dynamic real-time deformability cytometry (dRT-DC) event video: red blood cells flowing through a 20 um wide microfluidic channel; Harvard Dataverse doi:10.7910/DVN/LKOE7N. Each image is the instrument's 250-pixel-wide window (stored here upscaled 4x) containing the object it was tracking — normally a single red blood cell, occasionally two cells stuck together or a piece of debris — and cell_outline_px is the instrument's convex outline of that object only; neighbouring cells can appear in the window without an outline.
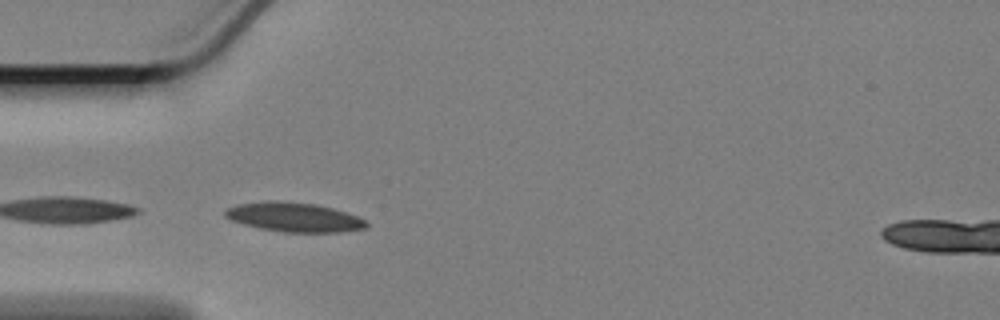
{"species": "Egyptian fruit bat (a non-hibernating species)", "species_latin": "Rousettus aegyptiacus", "temperature_condition": "cold", "stored_images_in_passage": 17, "camera_frame_rate_fps": 3000, "um_per_image_px": 0.085, "animal": {"sex": "female"}, "frame": {"image": 1, "passage_image": 1, "time_ms": 0.0, "image_size_px": [1000, 320], "cell_outline_px": [[368, 224], [364, 228], [340, 232], [284, 232], [260, 228], [244, 224], [232, 220], [224, 216], [224, 212], [228, 208], [236, 204], [268, 200], [316, 204], [348, 212], [364, 220]], "centroid_in_image_um": [24.98, 18.45], "position_along_channel_um": 60.0, "area_um2": 23.93}}